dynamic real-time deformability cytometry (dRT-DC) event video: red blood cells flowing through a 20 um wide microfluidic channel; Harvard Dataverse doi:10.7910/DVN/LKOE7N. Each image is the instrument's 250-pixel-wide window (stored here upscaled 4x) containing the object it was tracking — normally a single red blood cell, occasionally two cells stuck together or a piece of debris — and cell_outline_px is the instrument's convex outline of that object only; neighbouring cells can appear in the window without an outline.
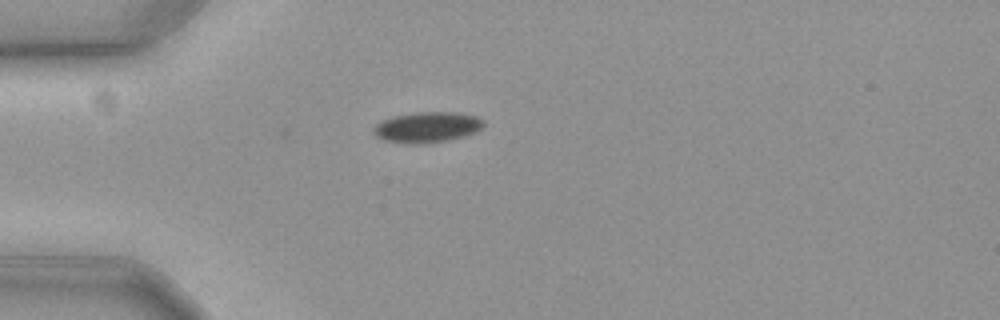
{"species": "common noctule bat (a hibernating species)", "species_latin": "Nyctalus noctula", "temperature_condition": "cold", "stored_images_in_passage": 33, "camera_frame_rate_fps": 3000, "um_per_image_px": 0.085, "animal": {"sex": "female", "body_mass_g": 19.3, "forearm_length_mm": 54.1}, "frame": {"image": 1, "passage_image": 1, "time_ms": 0.0, "image_size_px": [1000, 320], "cell_outline_px": [[484, 124], [480, 128], [472, 132], [460, 136], [444, 140], [384, 140], [376, 136], [372, 132], [372, 128], [376, 124], [392, 116], [416, 112], [460, 112], [476, 116], [484, 120]], "centroid_in_image_um": [36.31, 10.72], "position_along_channel_um": 48.7, "area_um2": 18.38}}
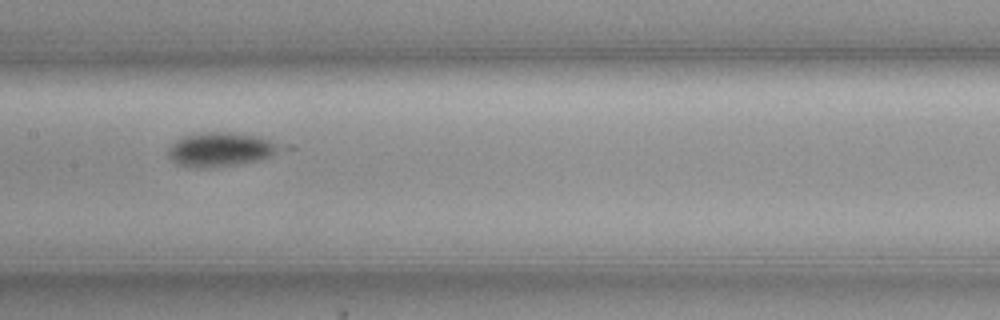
{"frame": {"image": 2, "passage_image": 14, "time_ms": 4.333, "image_size_px": [1000, 320], "cell_outline_px": [[296, 148], [260, 160], [236, 164], [176, 164], [168, 156], [168, 148], [176, 140], [184, 136], [204, 132], [232, 132], [256, 136], [296, 144]], "centroid_in_image_um": [19.1, 12.63], "position_along_channel_um": 188.3, "area_um2": 22.43}}
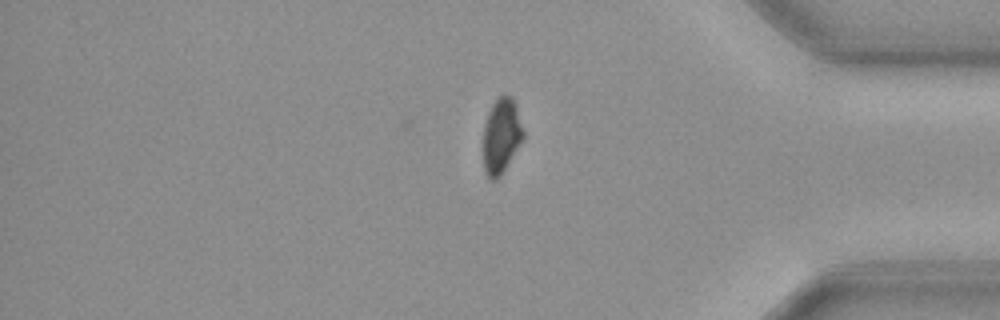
{"frame": {"image": 3, "passage_image": 33, "time_ms": 10.667, "image_size_px": [1000, 320], "cell_outline_px": [[524, 136], [500, 176], [496, 180], [492, 180], [484, 172], [484, 124], [488, 112], [492, 104], [504, 92], [512, 96], [524, 132]], "centroid_in_image_um": [42.6, 11.51], "position_along_channel_um": 392.6, "area_um2": 17.22}}